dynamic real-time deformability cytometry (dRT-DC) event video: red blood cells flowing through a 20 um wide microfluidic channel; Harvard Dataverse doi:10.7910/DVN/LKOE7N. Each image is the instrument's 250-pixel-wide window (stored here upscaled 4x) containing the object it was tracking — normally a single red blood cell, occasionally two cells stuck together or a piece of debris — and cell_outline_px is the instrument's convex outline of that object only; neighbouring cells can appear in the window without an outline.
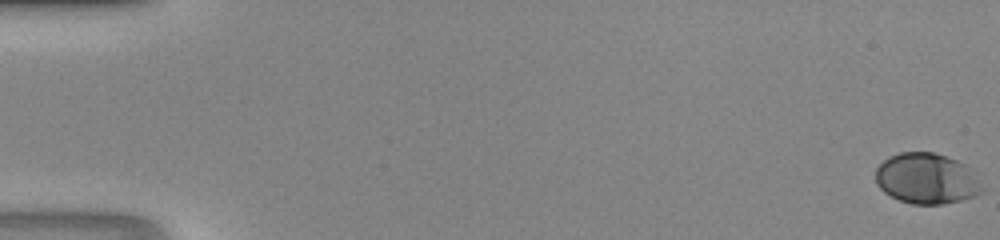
{"species": "human", "species_latin": "Homo sapiens", "temperature_condition": "room temperature", "stored_images_in_passage": 49, "camera_frame_rate_fps": 3000, "um_per_image_px": 0.085, "donor": {"sex": "male"}, "frame": {"image": 1, "passage_image": 1, "time_ms": 0.0, "image_size_px": [1000, 240], "cell_outline_px": [[984, 192], [976, 196], [944, 204], [912, 204], [900, 200], [884, 192], [876, 184], [876, 168], [888, 156], [900, 152], [932, 152], [956, 160], [964, 164]], "centroid_in_image_um": [78.7, 15.18], "position_along_channel_um": 6.3, "area_um2": 30.98}}
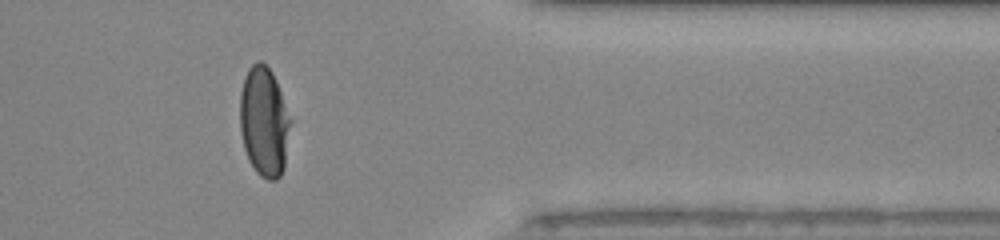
{"frame": {"image": 2, "passage_image": 41, "time_ms": 13.333, "image_size_px": [1000, 240], "cell_outline_px": [[292, 120], [284, 168], [280, 176], [276, 180], [268, 180], [260, 176], [256, 172], [248, 160], [244, 148], [240, 128], [240, 92], [244, 76], [248, 68], [256, 60], [260, 60], [272, 72], [276, 80]], "centroid_in_image_um": [22.45, 10.35], "position_along_channel_um": 388.9, "area_um2": 32.77}}
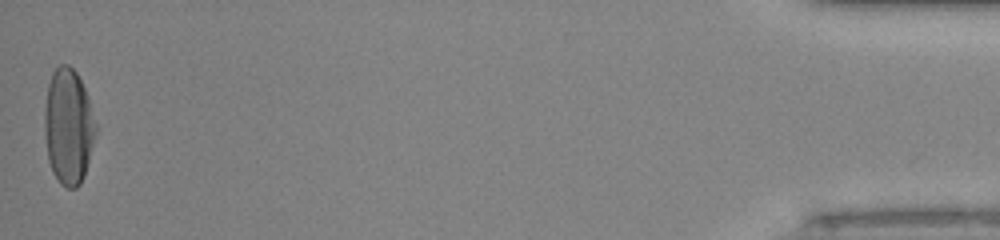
{"frame": {"image": 3, "passage_image": 49, "time_ms": 16.0, "image_size_px": [1000, 240], "cell_outline_px": [[96, 132], [84, 176], [80, 184], [76, 188], [68, 188], [60, 184], [52, 172], [48, 160], [44, 132], [44, 112], [48, 84], [52, 72], [60, 64], [68, 64], [76, 72], [84, 88], [96, 124]], "centroid_in_image_um": [5.79, 10.77], "position_along_channel_um": 429.4, "area_um2": 34.39}}